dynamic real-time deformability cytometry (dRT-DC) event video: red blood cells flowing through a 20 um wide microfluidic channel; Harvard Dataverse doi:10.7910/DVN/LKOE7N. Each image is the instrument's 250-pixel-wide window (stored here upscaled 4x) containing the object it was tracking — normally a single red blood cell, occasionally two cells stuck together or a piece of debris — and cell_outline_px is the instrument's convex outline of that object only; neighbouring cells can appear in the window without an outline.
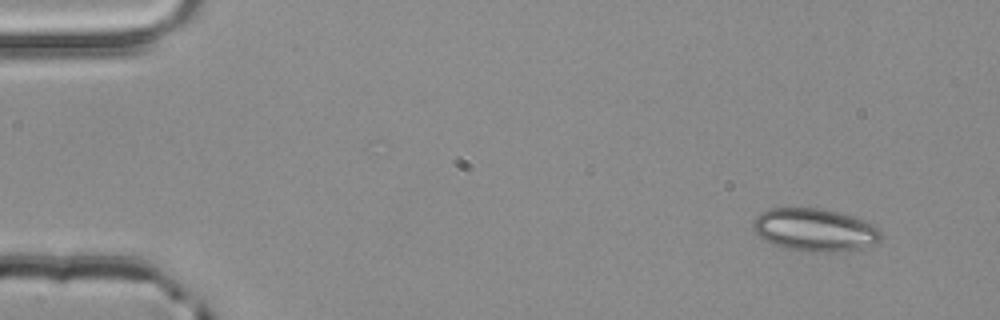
{"species": "common noctule bat (a hibernating species)", "species_latin": "Nyctalus noctula", "temperature_condition": "room temperature", "stored_images_in_passage": 3, "camera_frame_rate_fps": 3000, "um_per_image_px": 0.085, "animal": {"sex": "male", "body_mass_g": 20.4}, "frame": {"image": 1, "passage_image": 1, "time_ms": 0.0, "image_size_px": [1000, 320], "cell_outline_px": [[884, 236], [876, 244], [860, 248], [836, 252], [784, 248], [772, 244], [760, 236], [752, 228], [752, 224], [756, 216], [760, 212], [772, 208], [816, 208], [836, 212], [852, 216], [864, 220], [880, 228]], "centroid_in_image_um": [69.29, 19.53], "position_along_channel_um": 15.7, "area_um2": 31.67}}